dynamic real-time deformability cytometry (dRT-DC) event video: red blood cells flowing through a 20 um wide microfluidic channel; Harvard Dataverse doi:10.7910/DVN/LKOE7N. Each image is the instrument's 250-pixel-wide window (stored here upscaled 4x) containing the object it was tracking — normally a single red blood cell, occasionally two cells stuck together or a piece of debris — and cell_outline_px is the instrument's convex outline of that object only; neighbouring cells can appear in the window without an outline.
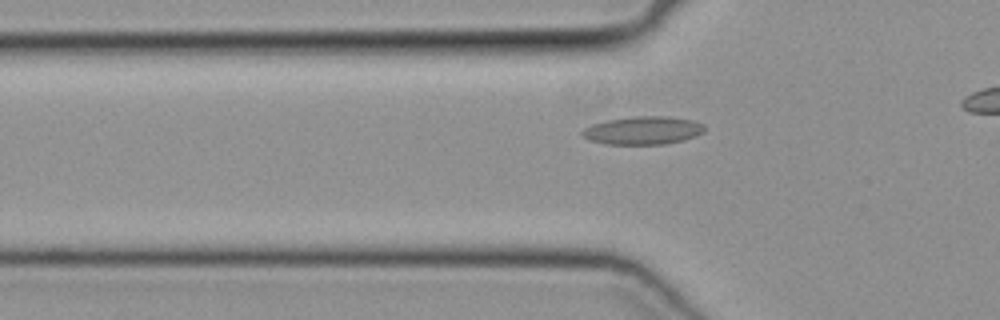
{"species": "common noctule bat (a hibernating species)", "species_latin": "Nyctalus noctula", "temperature_condition": "cold", "stored_images_in_passage": 34, "camera_frame_rate_fps": 3000, "um_per_image_px": 0.085, "animal": {"sex": "female", "body_mass_g": 19.3, "forearm_length_mm": 54.1}, "frame": {"image": 1, "passage_image": 10, "time_ms": 3.0, "image_size_px": [1000, 320], "cell_outline_px": [[704, 132], [696, 136], [684, 140], [664, 144], [608, 144], [588, 140], [580, 136], [580, 132], [584, 128], [592, 124], [608, 120], [636, 116], [668, 116], [692, 120], [704, 124]], "centroid_in_image_um": [54.64, 11.09], "position_along_channel_um": 71.2, "area_um2": 20.11}}
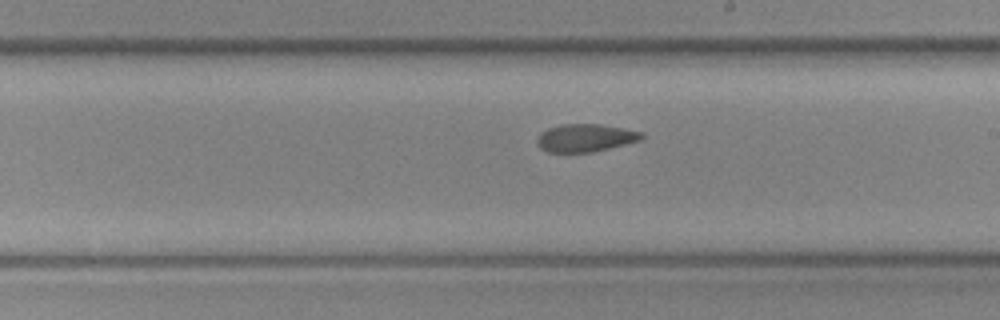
{"frame": {"image": 2, "passage_image": 22, "time_ms": 7.0, "image_size_px": [1000, 320], "cell_outline_px": [[644, 136], [640, 140], [592, 152], [548, 152], [540, 148], [536, 144], [536, 140], [540, 132], [548, 128], [560, 124], [600, 124], [644, 132]], "centroid_in_image_um": [49.72, 11.71], "position_along_channel_um": 239.3, "area_um2": 16.94}}
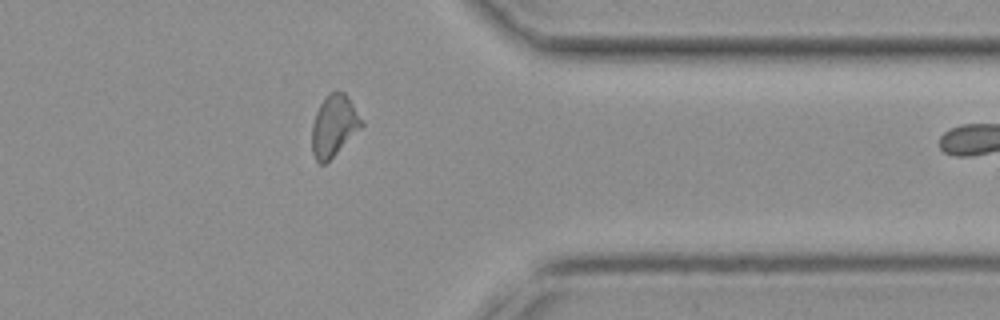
{"frame": {"image": 3, "passage_image": 33, "time_ms": 10.667, "image_size_px": [1000, 320], "cell_outline_px": [[364, 124], [324, 164], [320, 164], [316, 160], [312, 152], [312, 124], [316, 112], [320, 104], [328, 92], [344, 92], [348, 96]], "centroid_in_image_um": [28.36, 10.66], "position_along_channel_um": 383.0, "area_um2": 17.28}}